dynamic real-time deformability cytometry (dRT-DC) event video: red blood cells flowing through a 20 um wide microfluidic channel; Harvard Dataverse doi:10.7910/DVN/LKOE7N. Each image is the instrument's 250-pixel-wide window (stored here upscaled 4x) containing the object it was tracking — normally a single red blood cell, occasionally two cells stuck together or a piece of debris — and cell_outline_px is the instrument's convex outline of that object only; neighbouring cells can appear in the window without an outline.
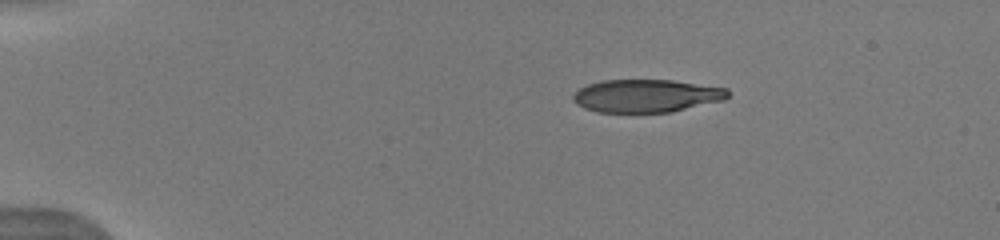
{"species": "human", "species_latin": "Homo sapiens", "temperature_condition": "warm", "stored_images_in_passage": 28, "camera_frame_rate_fps": 3000, "um_per_image_px": 0.085, "donor": {"sex": "male"}, "frame": {"image": 1, "passage_image": 1, "time_ms": 0.0, "image_size_px": [1000, 240], "cell_outline_px": [[728, 96], [724, 100], [672, 112], [596, 112], [584, 108], [576, 104], [572, 100], [572, 96], [580, 88], [588, 84], [600, 80], [672, 80], [728, 88]], "centroid_in_image_um": [54.93, 8.14], "position_along_channel_um": 30.1, "area_um2": 29.77}}
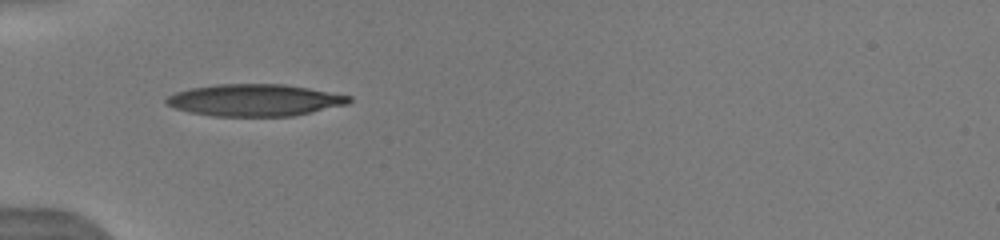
{"frame": {"image": 2, "passage_image": 8, "time_ms": 2.667, "image_size_px": [1000, 240], "cell_outline_px": [[352, 100], [348, 104], [292, 116], [212, 116], [188, 112], [164, 104], [164, 100], [168, 96], [176, 92], [192, 88], [216, 84], [284, 84], [308, 88], [352, 96]], "centroid_in_image_um": [21.63, 8.51], "position_along_channel_um": 63.4, "area_um2": 33.99}}
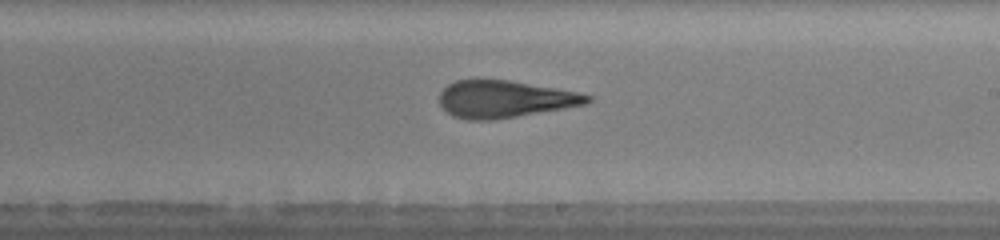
{"frame": {"image": 3, "passage_image": 27, "time_ms": 7.333, "image_size_px": [1000, 240], "cell_outline_px": [[592, 100], [584, 104], [496, 120], [464, 120], [452, 116], [440, 104], [440, 92], [448, 84], [456, 80], [476, 76], [508, 80], [556, 88], [576, 92], [592, 96]], "centroid_in_image_um": [42.81, 8.39], "position_along_channel_um": 246.2, "area_um2": 32.48}}